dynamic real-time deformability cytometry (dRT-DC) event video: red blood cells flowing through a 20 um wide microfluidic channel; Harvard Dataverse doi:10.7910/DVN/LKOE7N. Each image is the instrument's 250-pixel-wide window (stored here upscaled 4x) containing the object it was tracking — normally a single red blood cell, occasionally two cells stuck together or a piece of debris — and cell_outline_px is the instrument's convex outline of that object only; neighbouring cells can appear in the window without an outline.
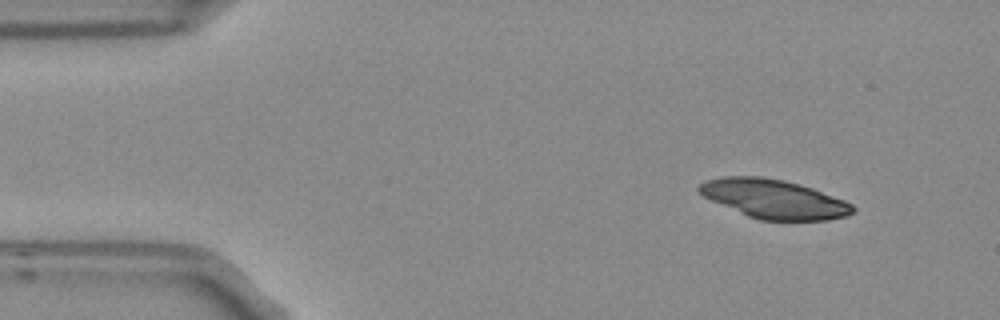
{"species": "Egyptian fruit bat (a non-hibernating species)", "species_latin": "Rousettus aegyptiacus", "temperature_condition": "room temperature", "stored_images_in_passage": 6, "camera_frame_rate_fps": 3000, "um_per_image_px": 0.085, "frame": {"image": 1, "passage_image": 1, "time_ms": 0.0, "image_size_px": [1000, 320], "cell_outline_px": [[856, 208], [848, 216], [828, 220], [760, 220], [748, 216], [712, 200], [704, 196], [696, 188], [704, 180], [720, 176], [760, 176], [784, 180], [812, 188], [844, 200], [852, 204]], "centroid_in_image_um": [65.78, 16.9], "position_along_channel_um": 19.2, "area_um2": 34.74}}